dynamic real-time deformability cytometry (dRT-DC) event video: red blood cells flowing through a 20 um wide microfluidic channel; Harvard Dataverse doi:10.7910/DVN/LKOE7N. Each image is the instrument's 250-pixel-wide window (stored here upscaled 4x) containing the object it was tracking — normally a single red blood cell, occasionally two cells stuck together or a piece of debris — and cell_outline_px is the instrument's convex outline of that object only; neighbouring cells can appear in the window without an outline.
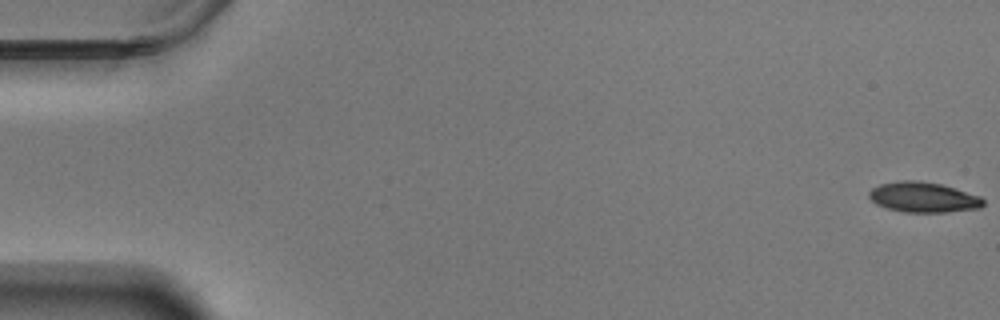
{"species": "Egyptian fruit bat (a non-hibernating species)", "species_latin": "Rousettus aegyptiacus", "temperature_condition": "warm", "stored_images_in_passage": 59, "camera_frame_rate_fps": 3000, "um_per_image_px": 0.085, "animal": {"sex": "male"}, "frame": {"image": 1, "passage_image": 1, "time_ms": 0.0, "image_size_px": [1000, 320], "cell_outline_px": [[984, 204], [980, 208], [948, 212], [904, 212], [888, 208], [876, 204], [868, 196], [868, 192], [872, 188], [880, 184], [900, 180], [916, 180], [940, 184], [980, 196], [984, 200]], "centroid_in_image_um": [78.47, 16.76], "position_along_channel_um": 6.5, "area_um2": 20.06}}
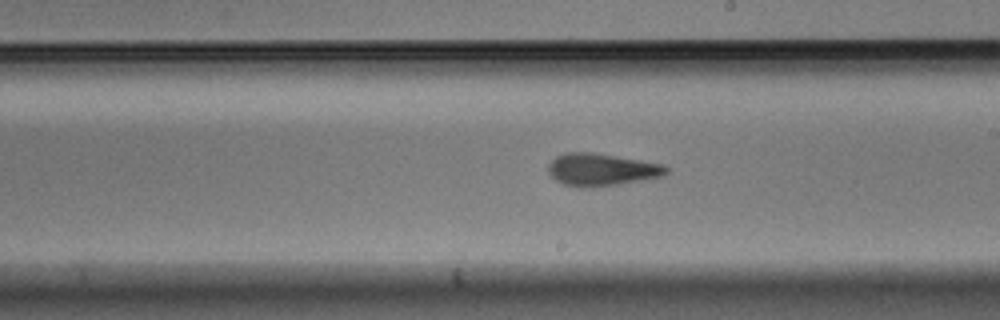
{"frame": {"image": 2, "passage_image": 34, "time_ms": 11.0, "image_size_px": [1000, 320], "cell_outline_px": [[668, 172], [664, 176], [620, 184], [592, 188], [576, 188], [564, 184], [556, 180], [548, 172], [548, 164], [556, 156], [564, 152], [592, 152], [664, 164], [668, 168]], "centroid_in_image_um": [51.12, 14.43], "position_along_channel_um": 237.9, "area_um2": 22.54}}
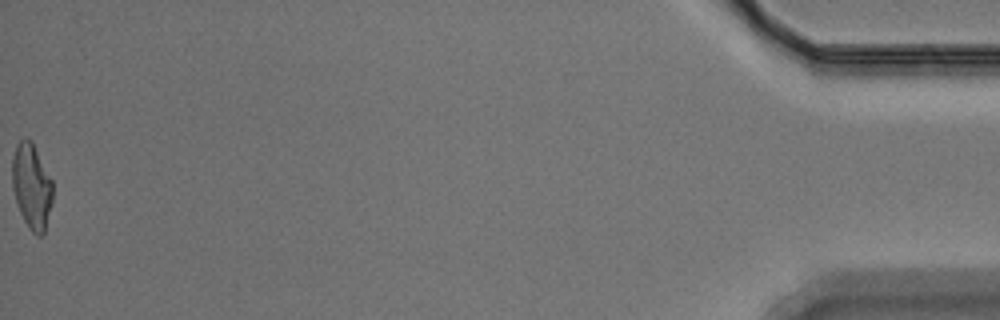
{"frame": {"image": 3, "passage_image": 59, "time_ms": 19.333, "image_size_px": [1000, 320], "cell_outline_px": [[52, 204], [44, 232], [40, 236], [36, 236], [28, 228], [20, 212], [12, 188], [12, 156], [16, 144], [24, 136], [32, 140], [52, 180]], "centroid_in_image_um": [2.68, 15.8], "position_along_channel_um": 432.5, "area_um2": 20.35}, "authors_computed_cell_mechanics": {"area_um2": 20.9814, "velocity_mm_per_s": 3.5163, "shape_relaxation_time_tau1_ms": 4.3498, "shape_relaxation_time_tau2_ms": 2.053, "deformation_change_tau1": 0.1787, "deformation_change_tau2": 0.119}}